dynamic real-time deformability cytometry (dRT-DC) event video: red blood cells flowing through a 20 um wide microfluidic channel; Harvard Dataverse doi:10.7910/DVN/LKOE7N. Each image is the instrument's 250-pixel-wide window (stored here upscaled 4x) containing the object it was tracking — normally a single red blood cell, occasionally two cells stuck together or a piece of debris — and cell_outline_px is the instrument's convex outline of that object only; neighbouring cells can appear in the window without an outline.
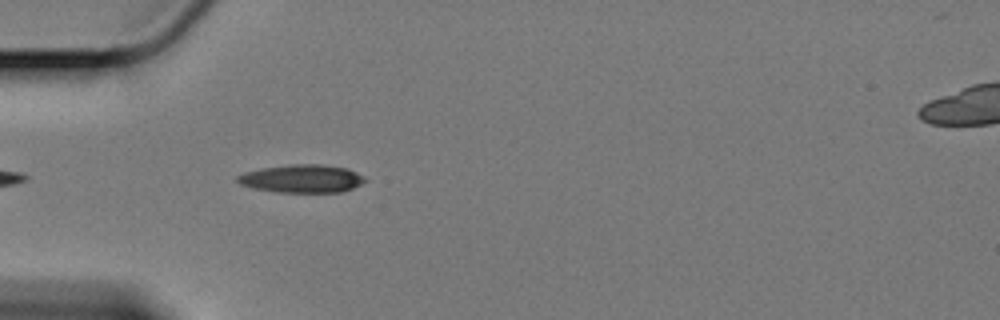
{"species": "Egyptian fruit bat (a non-hibernating species)", "species_latin": "Rousettus aegyptiacus", "temperature_condition": "cold", "stored_images_in_passage": 15, "camera_frame_rate_fps": 3000, "um_per_image_px": 0.085, "animal": {"sex": "female"}, "frame": {"image": 1, "passage_image": 4, "time_ms": 1.0, "image_size_px": [1000, 320], "cell_outline_px": [[368, 180], [352, 188], [340, 192], [276, 192], [252, 188], [240, 184], [236, 180], [236, 176], [244, 172], [264, 168], [292, 164], [320, 164], [344, 168], [356, 172], [364, 176]], "centroid_in_image_um": [25.64, 15.19], "position_along_channel_um": 59.4, "area_um2": 20.75}}
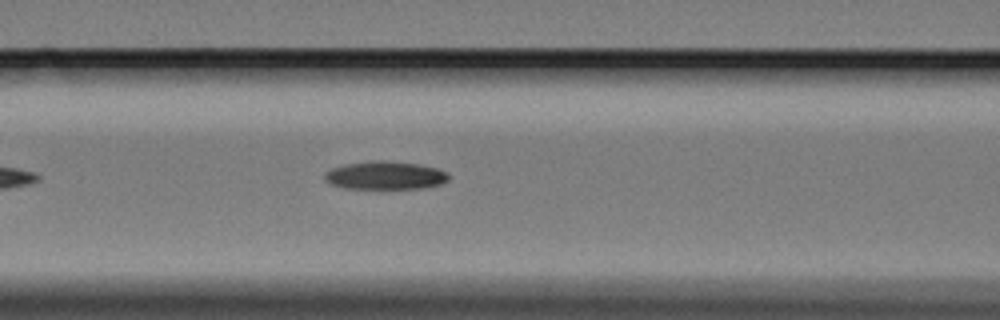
{"frame": {"image": 2, "passage_image": 11, "time_ms": 3.333, "image_size_px": [1000, 320], "cell_outline_px": [[448, 180], [440, 184], [424, 188], [344, 188], [332, 184], [324, 180], [324, 176], [332, 168], [344, 164], [372, 160], [384, 160], [416, 164], [436, 168], [448, 172]], "centroid_in_image_um": [32.74, 14.9], "position_along_channel_um": 133.9, "area_um2": 20.17}}
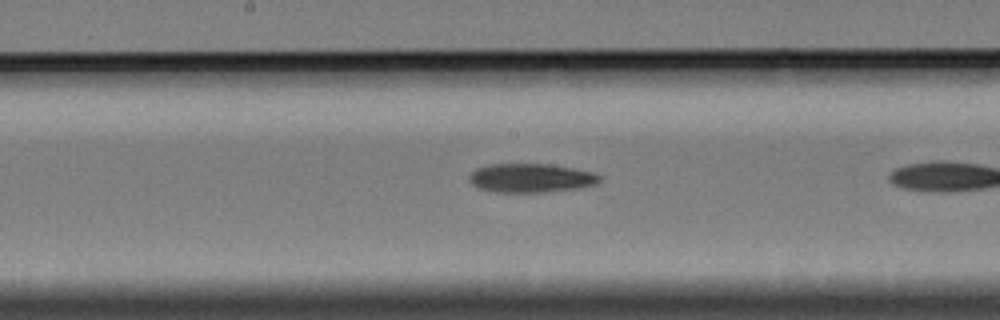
{"frame": {"image": 3, "passage_image": 14, "time_ms": 4.333, "image_size_px": [1000, 320], "cell_outline_px": [[600, 180], [596, 184], [576, 188], [544, 192], [496, 192], [476, 188], [468, 180], [468, 176], [476, 168], [488, 164], [552, 164], [576, 168], [592, 172], [600, 176]], "centroid_in_image_um": [45.08, 15.12], "position_along_channel_um": 203.1, "area_um2": 22.08}}